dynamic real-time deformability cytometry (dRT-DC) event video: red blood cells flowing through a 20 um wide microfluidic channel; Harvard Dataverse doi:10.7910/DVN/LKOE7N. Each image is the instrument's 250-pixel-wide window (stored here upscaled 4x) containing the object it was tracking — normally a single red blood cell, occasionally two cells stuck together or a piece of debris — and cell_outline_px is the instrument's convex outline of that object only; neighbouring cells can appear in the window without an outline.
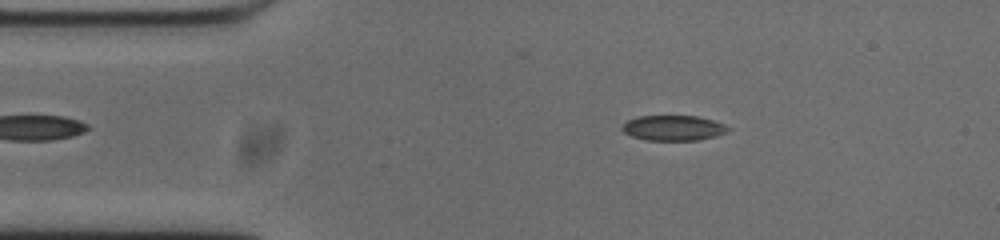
{"species": "common noctule bat (a hibernating species)", "species_latin": "Nyctalus noctula", "temperature_condition": "cold", "stored_images_in_passage": 52, "camera_frame_rate_fps": 3000, "um_per_image_px": 0.085, "animal": {"sex": "male", "body_mass_g": 20.0, "forearm_length_mm": 53.3}, "frame": {"image": 1, "passage_image": 8, "time_ms": 2.333, "image_size_px": [1000, 240], "cell_outline_px": [[732, 128], [728, 132], [716, 136], [696, 140], [644, 140], [632, 136], [624, 132], [620, 128], [628, 120], [636, 116], [700, 116], [724, 124]], "centroid_in_image_um": [57.25, 10.87], "position_along_channel_um": 27.7, "area_um2": 15.66}}
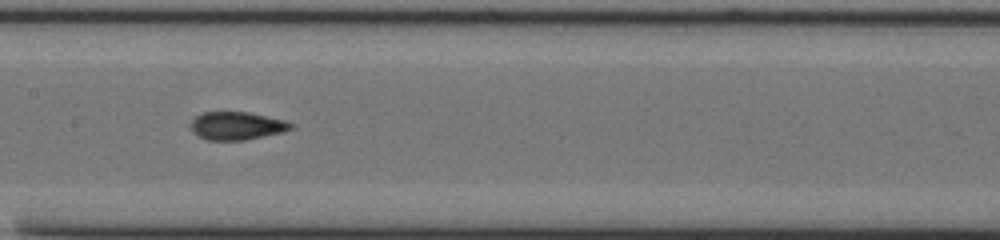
{"frame": {"image": 2, "passage_image": 24, "time_ms": 7.667, "image_size_px": [1000, 240], "cell_outline_px": [[292, 128], [284, 132], [244, 140], [208, 140], [192, 132], [188, 124], [196, 116], [204, 112], [248, 112], [288, 120], [292, 124]], "centroid_in_image_um": [20.12, 10.69], "position_along_channel_um": 187.3, "area_um2": 16.47}}
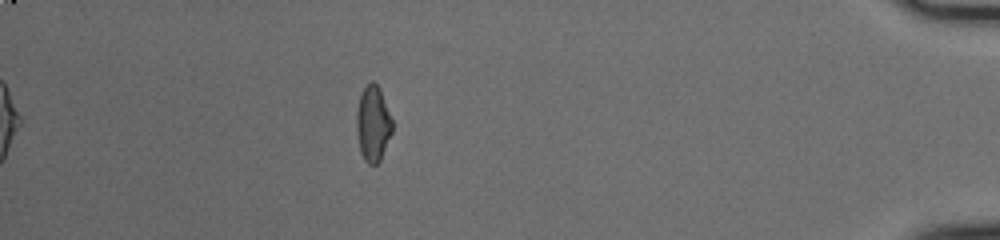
{"frame": {"image": 3, "passage_image": 46, "time_ms": 15.0, "image_size_px": [1000, 240], "cell_outline_px": [[392, 132], [380, 160], [376, 164], [368, 164], [364, 160], [360, 152], [356, 132], [356, 112], [360, 96], [364, 88], [372, 80], [380, 88], [392, 120]], "centroid_in_image_um": [31.69, 10.52], "position_along_channel_um": 403.5, "area_um2": 15.72}, "authors_computed_cell_mechanics": {"area_um2": 16.0106, "velocity_mm_per_s": 3.7479, "shape_relaxation_time_tau1_ms": 4.8137, "shape_relaxation_time_tau2_ms": 1.2935, "deformation_change_tau1": 0.1369, "deformation_change_tau2": 0.0522}}